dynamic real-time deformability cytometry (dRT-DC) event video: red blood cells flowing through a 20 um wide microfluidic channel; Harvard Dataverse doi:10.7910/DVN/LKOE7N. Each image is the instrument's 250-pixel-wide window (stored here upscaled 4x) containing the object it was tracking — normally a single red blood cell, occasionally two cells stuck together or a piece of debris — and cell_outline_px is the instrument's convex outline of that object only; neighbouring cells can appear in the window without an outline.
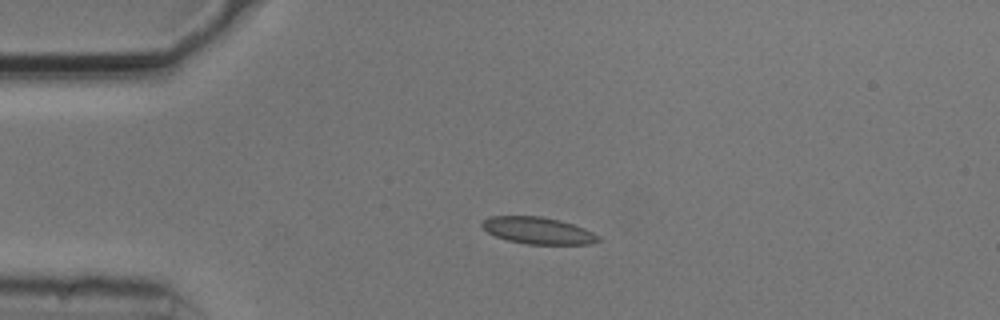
{"species": "common noctule bat (a hibernating species)", "species_latin": "Nyctalus noctula", "temperature_condition": "cold", "stored_images_in_passage": 42, "camera_frame_rate_fps": 3000, "um_per_image_px": 0.085, "animal": {"sex": "male", "body_mass_g": 20.5, "forearm_length_mm": 52.5}, "frame": {"image": 1, "passage_image": 1, "time_ms": 0.0, "image_size_px": [1000, 320], "cell_outline_px": [[600, 240], [588, 244], [528, 244], [508, 240], [496, 236], [488, 232], [480, 224], [488, 216], [540, 216], [560, 220], [584, 228], [600, 236]], "centroid_in_image_um": [45.72, 19.59], "position_along_channel_um": 39.3, "area_um2": 18.03}}
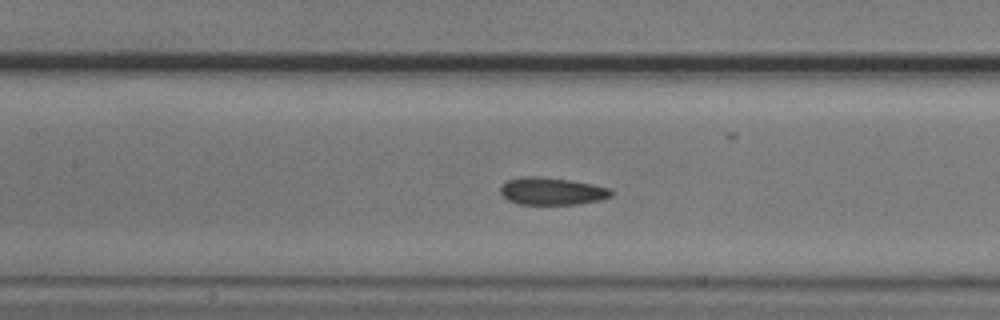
{"frame": {"image": 2, "passage_image": 13, "time_ms": 4.0, "image_size_px": [1000, 320], "cell_outline_px": [[612, 196], [600, 200], [576, 204], [520, 204], [508, 200], [500, 192], [500, 188], [508, 180], [524, 176], [540, 176], [568, 180], [592, 184], [608, 188], [612, 192]], "centroid_in_image_um": [46.9, 16.25], "position_along_channel_um": 160.5, "area_um2": 17.46}}
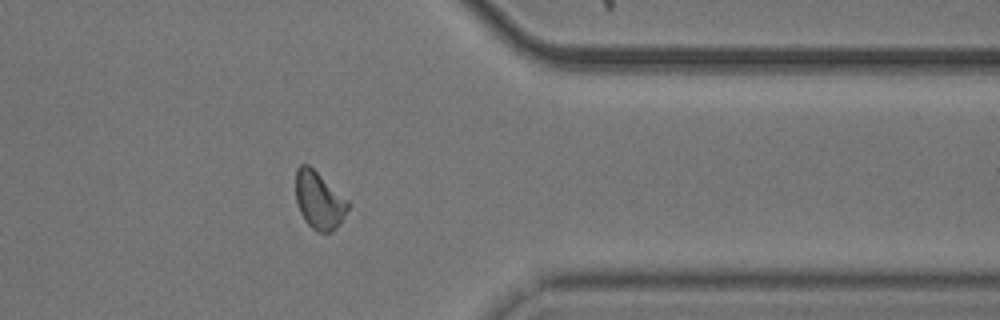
{"frame": {"image": 3, "passage_image": 32, "time_ms": 10.333, "image_size_px": [1000, 320], "cell_outline_px": [[348, 208], [336, 228], [332, 232], [316, 232], [304, 220], [300, 212], [296, 200], [296, 168], [300, 164], [308, 164], [348, 200]], "centroid_in_image_um": [27.09, 17.03], "position_along_channel_um": 384.3, "area_um2": 17.28}, "authors_computed_cell_mechanics": {"area_um2": 17.2533, "velocity_mm_per_s": 3.7285, "shape_relaxation_time_tau1_ms": 8.0382, "shape_relaxation_time_tau2_ms": 3.4837, "deformation_change_tau1": 0.1381, "deformation_change_tau2": 0.0906}}